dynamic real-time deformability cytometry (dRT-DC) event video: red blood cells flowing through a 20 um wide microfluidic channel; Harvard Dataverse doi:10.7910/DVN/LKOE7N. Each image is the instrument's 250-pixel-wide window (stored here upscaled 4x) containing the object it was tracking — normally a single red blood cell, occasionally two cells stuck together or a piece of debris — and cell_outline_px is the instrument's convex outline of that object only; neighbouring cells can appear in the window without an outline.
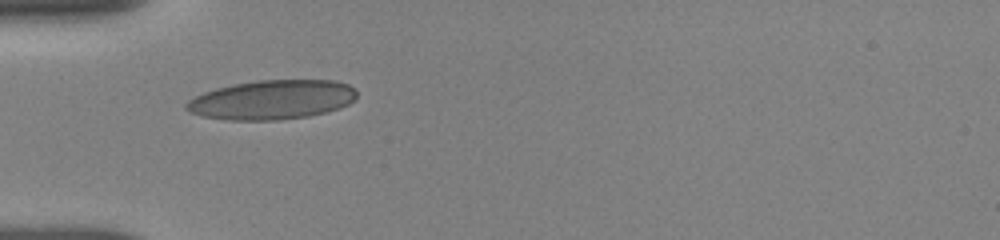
{"species": "human", "species_latin": "Homo sapiens", "temperature_condition": "room temperature", "stored_images_in_passage": 54, "camera_frame_rate_fps": 3000, "um_per_image_px": 0.085, "donor": {"sex": "female"}, "frame": {"image": 1, "passage_image": 1, "time_ms": 0.0, "image_size_px": [1000, 240], "cell_outline_px": [[356, 100], [340, 108], [308, 116], [280, 120], [232, 120], [200, 116], [184, 108], [184, 104], [188, 100], [204, 92], [216, 88], [232, 84], [256, 80], [332, 80], [348, 84], [356, 88]], "centroid_in_image_um": [23.12, 8.47], "position_along_channel_um": 61.9, "area_um2": 39.25}}
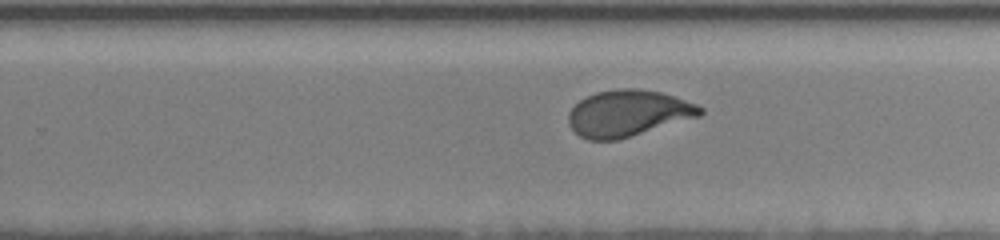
{"frame": {"image": 2, "passage_image": 30, "time_ms": 5.667, "image_size_px": [1000, 240], "cell_outline_px": [[704, 112], [700, 116], [616, 140], [588, 140], [580, 136], [568, 124], [568, 112], [580, 100], [596, 92], [616, 88], [640, 88], [660, 92], [696, 104], [704, 108]], "centroid_in_image_um": [53.37, 9.62], "position_along_channel_um": 276.4, "area_um2": 35.37}}
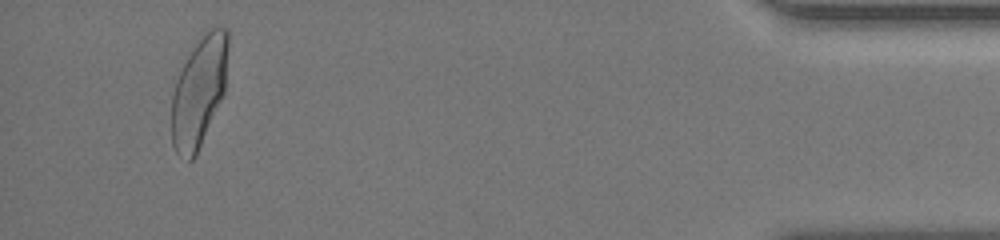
{"frame": {"image": 3, "passage_image": 51, "time_ms": 11.0, "image_size_px": [1000, 240], "cell_outline_px": [[228, 44], [224, 92], [196, 156], [192, 160], [188, 160], [176, 152], [172, 144], [172, 96], [176, 80], [200, 32], [216, 24], [228, 28]], "centroid_in_image_um": [16.93, 7.7], "position_along_channel_um": 418.3, "area_um2": 36.3}, "authors_computed_cell_mechanics": {"area_um2": 36.3273, "velocity_mm_per_s": 3.8509, "shape_relaxation_time_tau1_ms": 4.2421, "shape_relaxation_time_tau2_ms": null, "deformation_change_tau1": 0.162, "deformation_change_tau2": null}}